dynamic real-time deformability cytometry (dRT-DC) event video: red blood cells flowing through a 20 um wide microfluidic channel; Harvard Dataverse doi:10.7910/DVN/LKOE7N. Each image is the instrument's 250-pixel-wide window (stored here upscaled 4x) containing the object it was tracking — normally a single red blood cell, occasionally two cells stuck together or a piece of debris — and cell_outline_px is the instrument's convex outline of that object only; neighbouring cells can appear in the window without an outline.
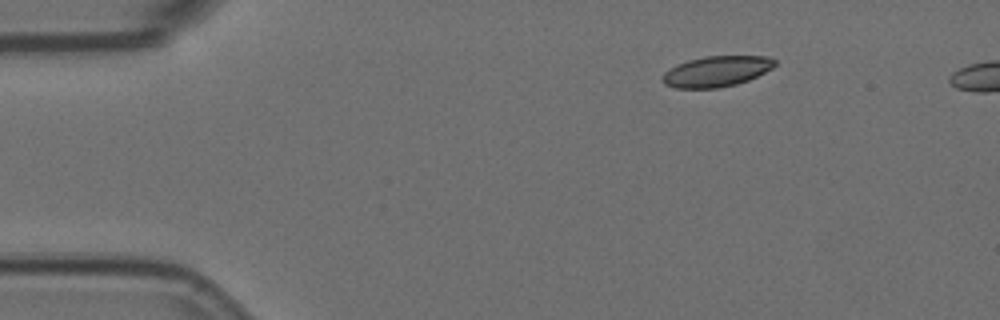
{"species": "Egyptian fruit bat (a non-hibernating species)", "species_latin": "Rousettus aegyptiacus", "temperature_condition": "room temperature", "stored_images_in_passage": 46, "camera_frame_rate_fps": 3000, "um_per_image_px": 0.085, "animal": {"sex": "female"}, "frame": {"image": 1, "passage_image": 1, "time_ms": 0.0, "image_size_px": [1000, 320], "cell_outline_px": [[776, 64], [772, 68], [748, 80], [736, 84], [720, 88], [676, 88], [664, 84], [660, 80], [664, 72], [668, 68], [688, 60], [704, 56], [768, 56], [776, 60]], "centroid_in_image_um": [60.87, 6.06], "position_along_channel_um": 24.1, "area_um2": 20.17}}
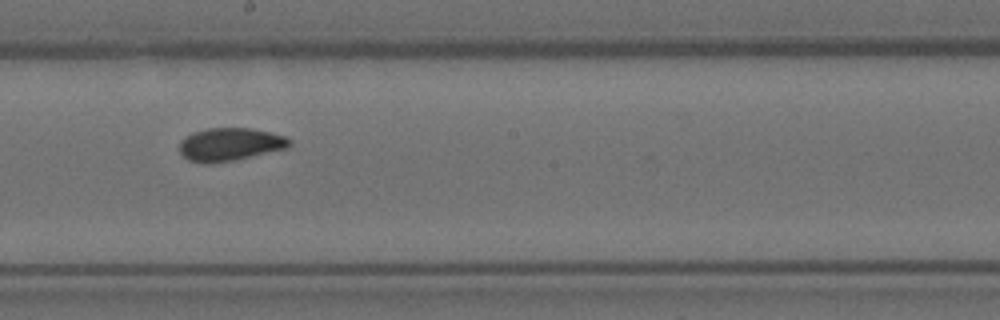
{"frame": {"image": 2, "passage_image": 24, "time_ms": 7.667, "image_size_px": [1000, 320], "cell_outline_px": [[292, 144], [288, 148], [236, 160], [212, 164], [204, 164], [188, 160], [180, 152], [180, 140], [192, 132], [208, 128], [248, 128], [268, 132], [284, 136], [292, 140]], "centroid_in_image_um": [19.54, 12.29], "position_along_channel_um": 228.7, "area_um2": 21.33}}
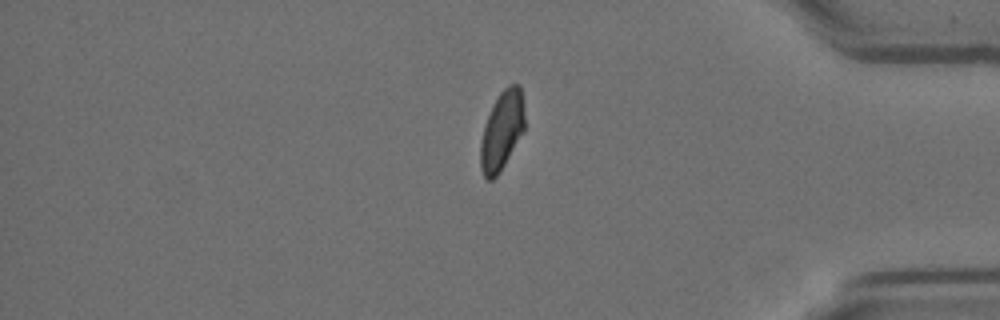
{"frame": {"image": 3, "passage_image": 40, "time_ms": 13.0, "image_size_px": [1000, 320], "cell_outline_px": [[524, 128], [500, 172], [492, 180], [488, 180], [484, 176], [480, 168], [480, 144], [484, 128], [492, 104], [500, 92], [508, 84], [520, 84], [524, 112]], "centroid_in_image_um": [42.64, 11.09], "position_along_channel_um": 392.6, "area_um2": 20.0}, "authors_computed_cell_mechanics": {"area_um2": 20.8369, "velocity_mm_per_s": 3.5852, "shape_relaxation_time_tau1_ms": null, "shape_relaxation_time_tau2_ms": 1.5855, "deformation_change_tau1": null, "deformation_change_tau2": 0.0635}}